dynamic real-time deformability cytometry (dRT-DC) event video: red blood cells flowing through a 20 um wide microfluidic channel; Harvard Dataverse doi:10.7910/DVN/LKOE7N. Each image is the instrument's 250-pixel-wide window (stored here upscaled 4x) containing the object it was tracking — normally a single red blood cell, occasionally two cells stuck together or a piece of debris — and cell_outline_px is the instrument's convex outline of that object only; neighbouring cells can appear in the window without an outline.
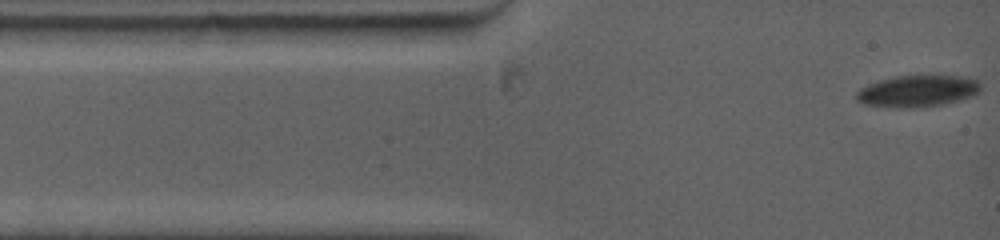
{"species": "common noctule bat (a hibernating species)", "species_latin": "Nyctalus noctula", "temperature_condition": "warm", "stored_images_in_passage": 50, "camera_frame_rate_fps": 5000, "um_per_image_px": 0.085, "animal": {"sex": "female", "body_mass_g": 19.0, "forearm_length_mm": 53.3}, "frame": {"image": 1, "passage_image": 1, "time_ms": 0.0, "image_size_px": [1000, 240], "cell_outline_px": [[980, 92], [956, 100], [940, 104], [912, 108], [900, 108], [864, 104], [856, 100], [856, 92], [860, 88], [868, 84], [880, 80], [896, 76], [928, 72], [960, 76], [980, 80]], "centroid_in_image_um": [77.99, 7.68], "position_along_channel_um": 7.0, "area_um2": 23.52}}
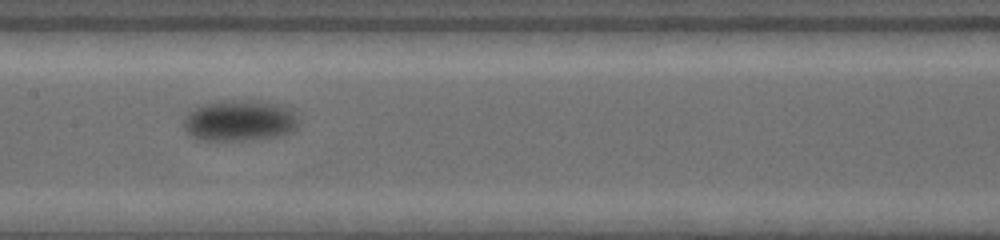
{"frame": {"image": 2, "passage_image": 22, "time_ms": 6.4, "image_size_px": [1000, 240], "cell_outline_px": [[296, 128], [292, 132], [276, 136], [248, 140], [200, 140], [192, 136], [184, 128], [184, 116], [188, 108], [200, 104], [224, 100], [264, 100], [284, 104], [292, 112], [296, 120]], "centroid_in_image_um": [20.3, 10.22], "position_along_channel_um": 187.1, "area_um2": 27.98}}
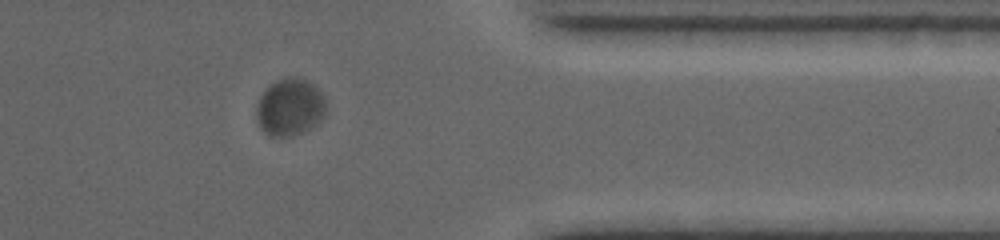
{"frame": {"image": 3, "passage_image": 42, "time_ms": 12.4, "image_size_px": [1000, 240], "cell_outline_px": [[324, 116], [316, 124], [300, 132], [288, 136], [272, 136], [264, 132], [260, 128], [256, 116], [256, 108], [260, 96], [268, 84], [276, 80], [292, 76], [308, 80], [320, 92], [324, 100]], "centroid_in_image_um": [24.59, 9.08], "position_along_channel_um": 386.8, "area_um2": 22.95}, "authors_computed_cell_mechanics": {"area_um2": 25.3453, "velocity_mm_per_s": 3.5652, "shape_relaxation_time_tau1_ms": 2.1462, "shape_relaxation_time_tau2_ms": null, "deformation_change_tau1": 0.0895, "deformation_change_tau2": null}}